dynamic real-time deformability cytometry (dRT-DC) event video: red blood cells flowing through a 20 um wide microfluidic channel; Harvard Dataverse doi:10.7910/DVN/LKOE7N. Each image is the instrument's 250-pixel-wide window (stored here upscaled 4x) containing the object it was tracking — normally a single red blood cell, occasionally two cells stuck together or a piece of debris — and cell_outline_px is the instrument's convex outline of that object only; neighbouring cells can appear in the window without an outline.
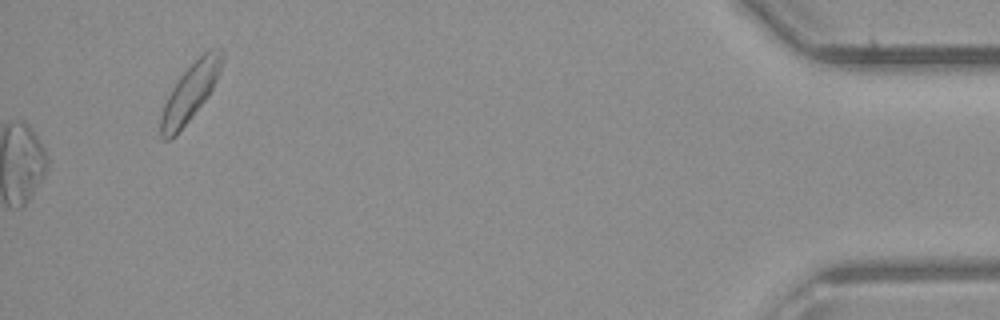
{"species": "common noctule bat (a hibernating species)", "species_latin": "Nyctalus noctula", "temperature_condition": "room temperature", "stored_images_in_passage": 33, "camera_frame_rate_fps": 3000, "um_per_image_px": 0.085, "animal": {"sex": "male", "body_mass_g": 23.1, "forearm_length_mm": 52.7}, "frame": {"image": 1, "passage_image": 33, "time_ms": 10.667, "image_size_px": [1000, 320], "cell_outline_px": [[224, 60], [216, 80], [208, 96], [188, 120], [168, 140], [164, 140], [160, 136], [160, 116], [164, 104], [172, 88], [180, 76], [208, 48], [220, 48], [224, 52]], "centroid_in_image_um": [16.18, 7.79], "position_along_channel_um": 419.0, "area_um2": 19.94}}